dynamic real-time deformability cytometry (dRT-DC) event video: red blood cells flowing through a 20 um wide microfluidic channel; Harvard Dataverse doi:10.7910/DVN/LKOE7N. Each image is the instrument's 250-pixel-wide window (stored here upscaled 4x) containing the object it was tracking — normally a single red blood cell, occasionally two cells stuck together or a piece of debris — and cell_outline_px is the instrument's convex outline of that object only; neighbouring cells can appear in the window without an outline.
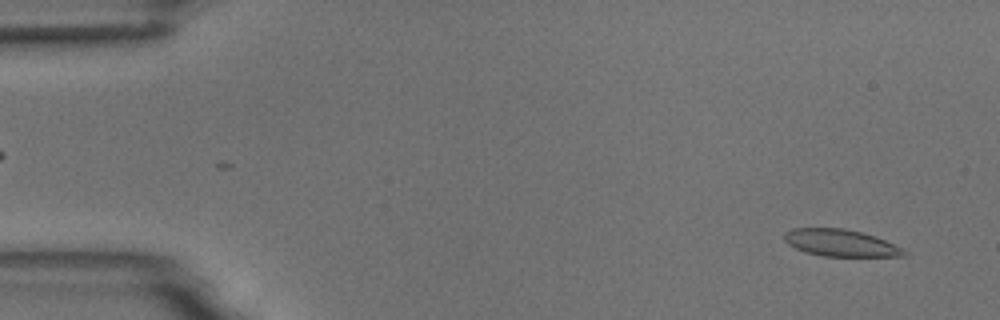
{"species": "common noctule bat (a hibernating species)", "species_latin": "Nyctalus noctula", "temperature_condition": "room temperature", "stored_images_in_passage": 4, "camera_frame_rate_fps": 3000, "um_per_image_px": 0.085, "animal": {"sex": "male", "body_mass_g": 18.8}, "frame": {"image": 1, "passage_image": 1, "time_ms": 0.0, "image_size_px": [1000, 320], "cell_outline_px": [[908, 252], [904, 256], [820, 256], [804, 252], [788, 244], [784, 240], [784, 232], [792, 228], [844, 228], [876, 236]], "centroid_in_image_um": [71.39, 20.64], "position_along_channel_um": 13.6, "area_um2": 18.73}}
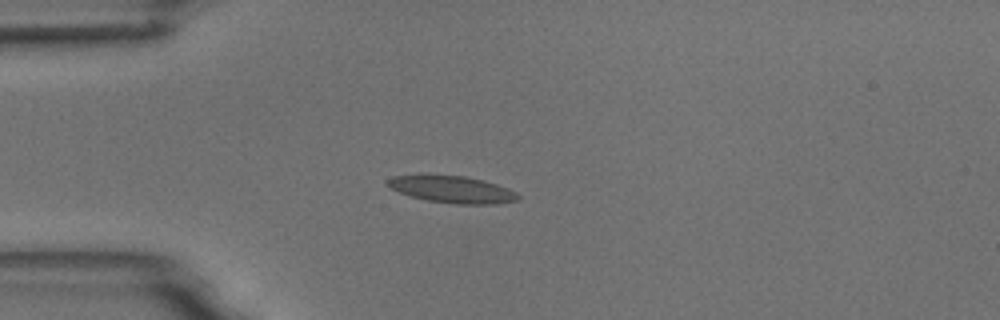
{"frame": {"image": 2, "passage_image": 4, "time_ms": 3.667, "image_size_px": [1000, 320], "cell_outline_px": [[520, 196], [516, 200], [496, 204], [456, 204], [428, 200], [412, 196], [400, 192], [384, 184], [384, 180], [392, 176], [464, 176], [484, 180], [508, 188], [516, 192]], "centroid_in_image_um": [38.45, 16.11], "position_along_channel_um": 46.6, "area_um2": 20.11}}